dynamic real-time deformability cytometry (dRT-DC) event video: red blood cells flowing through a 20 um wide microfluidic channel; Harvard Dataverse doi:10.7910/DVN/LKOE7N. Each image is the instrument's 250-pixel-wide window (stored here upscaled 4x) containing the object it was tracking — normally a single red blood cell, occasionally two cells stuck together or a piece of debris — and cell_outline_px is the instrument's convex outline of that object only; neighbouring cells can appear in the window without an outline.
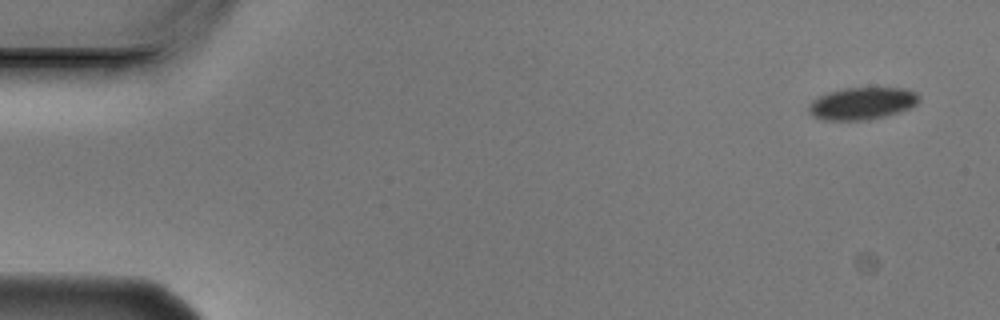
{"species": "Egyptian fruit bat (a non-hibernating species)", "species_latin": "Rousettus aegyptiacus", "temperature_condition": "cold", "stored_images_in_passage": 3, "camera_frame_rate_fps": 3000, "um_per_image_px": 0.085, "animal": {"sex": "male"}, "frame": {"image": 1, "passage_image": 1, "time_ms": 0.0, "image_size_px": [1000, 320], "cell_outline_px": [[920, 100], [916, 104], [900, 112], [868, 120], [824, 120], [812, 116], [808, 112], [808, 108], [812, 100], [828, 92], [844, 88], [904, 88], [916, 92], [920, 96]], "centroid_in_image_um": [73.28, 8.79], "position_along_channel_um": 11.7, "area_um2": 20.75}}